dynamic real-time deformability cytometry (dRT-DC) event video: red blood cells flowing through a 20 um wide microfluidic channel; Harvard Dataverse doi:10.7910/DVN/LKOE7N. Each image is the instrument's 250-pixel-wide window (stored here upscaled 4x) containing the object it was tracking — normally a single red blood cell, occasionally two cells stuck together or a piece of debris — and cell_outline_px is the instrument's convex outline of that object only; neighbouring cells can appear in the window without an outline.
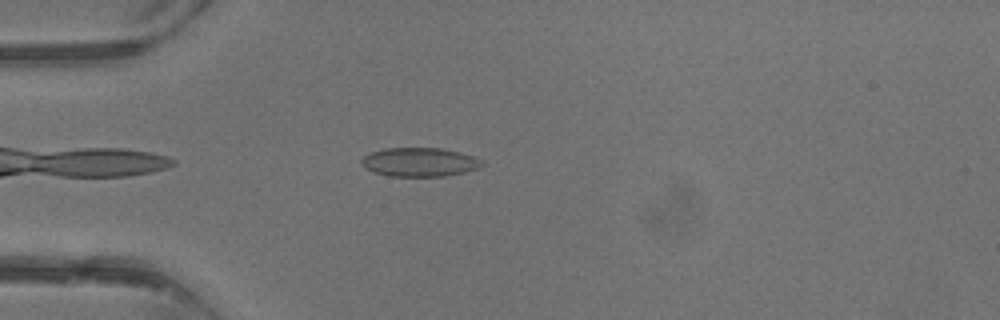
{"species": "common noctule bat (a hibernating species)", "species_latin": "Nyctalus noctula", "temperature_condition": "warm", "stored_images_in_passage": 3, "camera_frame_rate_fps": 3000, "um_per_image_px": 0.085, "animal": {"sex": "male", "body_mass_g": 13.3}, "frame": {"image": 1, "passage_image": 3, "time_ms": 2.667, "image_size_px": [1000, 320], "cell_outline_px": [[484, 164], [480, 168], [464, 172], [444, 176], [388, 176], [372, 172], [364, 168], [360, 164], [360, 160], [364, 156], [372, 152], [384, 148], [440, 148], [460, 152], [484, 160]], "centroid_in_image_um": [35.65, 13.78], "position_along_channel_um": 49.4, "area_um2": 20.46}}